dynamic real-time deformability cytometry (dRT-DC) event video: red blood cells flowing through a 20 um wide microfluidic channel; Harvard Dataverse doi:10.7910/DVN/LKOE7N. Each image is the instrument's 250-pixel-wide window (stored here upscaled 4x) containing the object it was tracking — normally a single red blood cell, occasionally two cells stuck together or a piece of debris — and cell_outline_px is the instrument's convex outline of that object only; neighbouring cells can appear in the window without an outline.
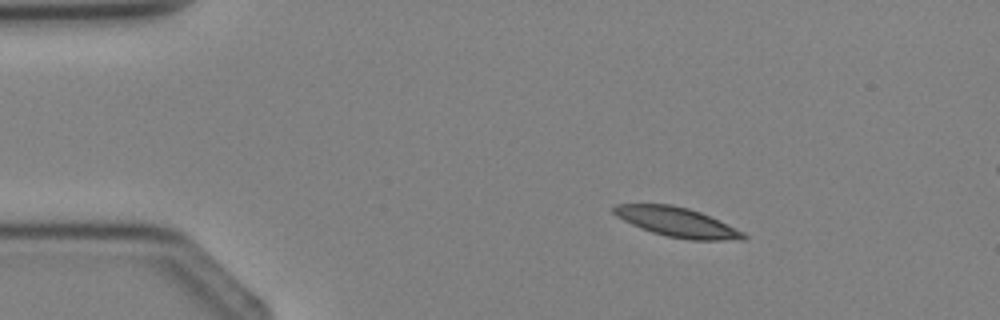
{"species": "Egyptian fruit bat (a non-hibernating species)", "species_latin": "Rousettus aegyptiacus", "temperature_condition": "cold", "stored_images_in_passage": 3, "segment_of_instrument_passage": [1, 2], "camera_frame_rate_fps": 3000, "um_per_image_px": 0.085, "animal": {"sex": "female"}, "frame": {"image": 1, "passage_image": 1, "time_ms": 0.0, "image_size_px": [1000, 320], "cell_outline_px": [[748, 236], [744, 240], [688, 240], [668, 236], [652, 232], [640, 228], [616, 216], [612, 212], [612, 208], [616, 204], [672, 204], [688, 208], [700, 212], [744, 232]], "centroid_in_image_um": [57.54, 18.88], "position_along_channel_um": 27.5, "area_um2": 22.2}}